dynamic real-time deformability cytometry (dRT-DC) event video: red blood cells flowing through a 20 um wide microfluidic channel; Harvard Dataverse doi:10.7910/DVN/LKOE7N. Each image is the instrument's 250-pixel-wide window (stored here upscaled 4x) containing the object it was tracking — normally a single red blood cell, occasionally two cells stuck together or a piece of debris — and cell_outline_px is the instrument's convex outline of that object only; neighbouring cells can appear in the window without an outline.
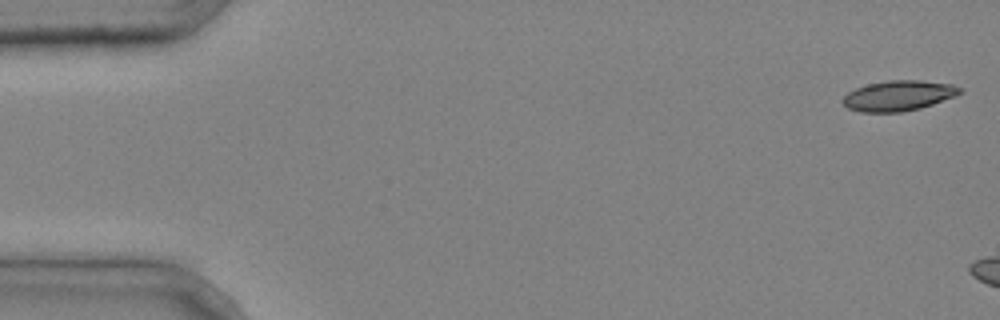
{"species": "common noctule bat (a hibernating species)", "species_latin": "Nyctalus noctula", "temperature_condition": "cold", "stored_images_in_passage": 3, "camera_frame_rate_fps": 3000, "um_per_image_px": 0.085, "animal": {"sex": "male", "body_mass_g": 20.4}, "frame": {"image": 1, "passage_image": 1, "time_ms": 0.0, "image_size_px": [1000, 320], "cell_outline_px": [[964, 92], [932, 104], [920, 108], [900, 112], [860, 112], [848, 108], [840, 100], [848, 92], [856, 88], [868, 84], [888, 80], [920, 80], [952, 84], [960, 88]], "centroid_in_image_um": [76.34, 8.13], "position_along_channel_um": 8.7, "area_um2": 20.58}}